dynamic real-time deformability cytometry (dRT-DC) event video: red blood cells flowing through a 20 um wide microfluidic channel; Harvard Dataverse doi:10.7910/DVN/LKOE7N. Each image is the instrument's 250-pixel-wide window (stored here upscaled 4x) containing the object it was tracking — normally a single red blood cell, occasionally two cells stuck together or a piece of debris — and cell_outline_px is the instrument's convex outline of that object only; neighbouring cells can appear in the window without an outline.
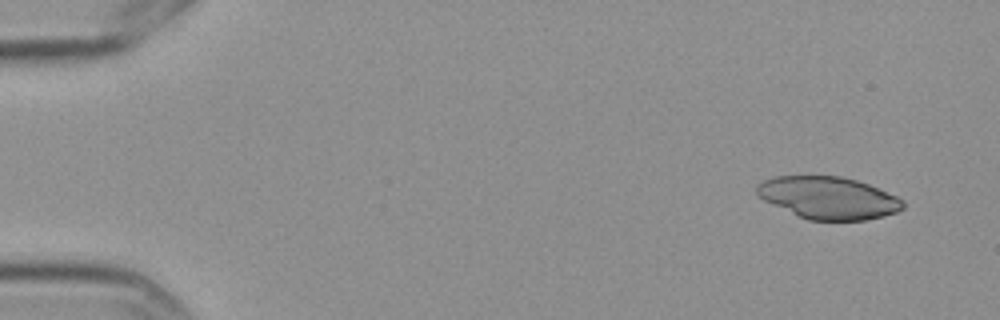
{"species": "Egyptian fruit bat (a non-hibernating species)", "species_latin": "Rousettus aegyptiacus", "temperature_condition": "cold", "stored_images_in_passage": 54, "camera_frame_rate_fps": 3000, "um_per_image_px": 0.085, "frame": {"image": 1, "passage_image": 1, "time_ms": 0.0, "image_size_px": [1000, 320], "cell_outline_px": [[904, 208], [896, 212], [884, 216], [864, 220], [808, 220], [764, 200], [756, 196], [756, 184], [764, 180], [776, 176], [840, 176], [856, 180], [868, 184], [896, 196], [904, 200]], "centroid_in_image_um": [70.4, 16.81], "position_along_channel_um": 14.6, "area_um2": 35.84}}